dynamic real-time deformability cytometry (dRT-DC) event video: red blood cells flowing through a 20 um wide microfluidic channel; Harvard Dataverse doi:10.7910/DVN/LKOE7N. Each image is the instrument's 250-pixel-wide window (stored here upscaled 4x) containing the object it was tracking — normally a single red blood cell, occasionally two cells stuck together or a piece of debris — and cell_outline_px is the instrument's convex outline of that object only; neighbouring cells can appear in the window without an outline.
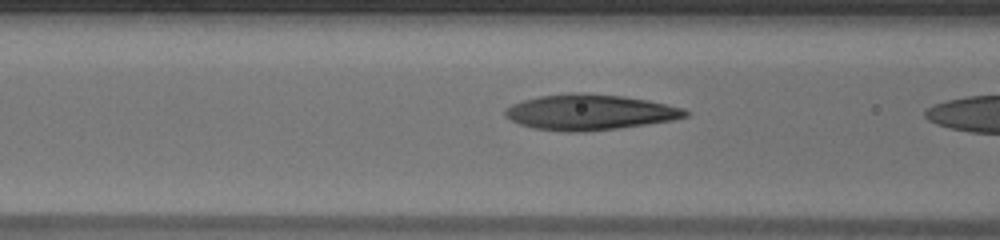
{"species": "human", "species_latin": "Homo sapiens", "temperature_condition": "warm", "stored_images_in_passage": 15, "camera_frame_rate_fps": 3000, "um_per_image_px": 0.085, "donor": {"sex": "male"}, "frame": {"image": 1, "passage_image": 14, "time_ms": 4.333, "image_size_px": [1000, 240], "cell_outline_px": [[688, 116], [672, 120], [616, 128], [584, 132], [564, 132], [536, 128], [520, 124], [504, 116], [504, 108], [512, 104], [524, 100], [540, 96], [568, 92], [580, 92], [624, 96], [648, 100], [684, 108], [688, 112]], "centroid_in_image_um": [50.1, 9.52], "position_along_channel_um": 116.5, "area_um2": 37.28}}